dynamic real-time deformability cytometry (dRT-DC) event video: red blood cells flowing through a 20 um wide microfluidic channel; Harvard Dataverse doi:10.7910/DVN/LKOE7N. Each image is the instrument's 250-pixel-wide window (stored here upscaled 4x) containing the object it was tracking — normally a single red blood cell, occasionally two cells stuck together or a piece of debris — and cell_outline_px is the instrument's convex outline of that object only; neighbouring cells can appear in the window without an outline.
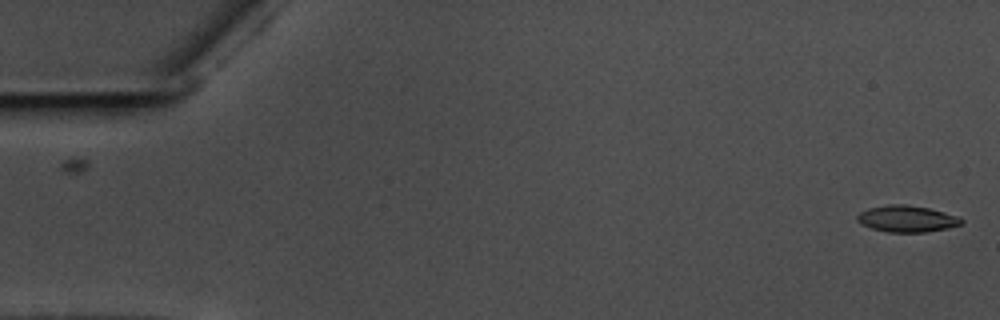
{"species": "common noctule bat (a hibernating species)", "species_latin": "Nyctalus noctula", "temperature_condition": "warm", "stored_images_in_passage": 17, "camera_frame_rate_fps": 3000, "um_per_image_px": 0.085, "animal": {"sex": "male", "body_mass_g": 17.5, "forearm_length_mm": 52.3}, "frame": {"image": 1, "passage_image": 1, "time_ms": 0.0, "image_size_px": [1000, 320], "cell_outline_px": [[964, 220], [960, 224], [948, 228], [924, 232], [888, 232], [872, 228], [860, 224], [856, 220], [856, 216], [860, 212], [868, 208], [888, 204], [904, 204], [928, 208], [960, 216]], "centroid_in_image_um": [77.07, 18.59], "position_along_channel_um": 7.9, "area_um2": 16.13}}
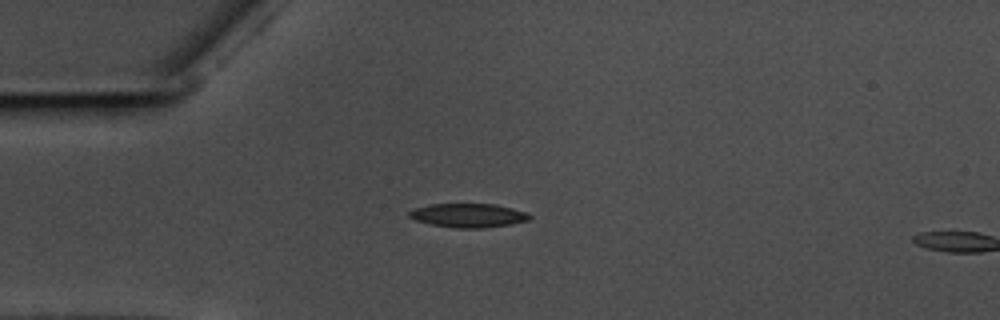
{"frame": {"image": 2, "passage_image": 15, "time_ms": 4.667, "image_size_px": [1000, 320], "cell_outline_px": [[532, 216], [528, 220], [512, 224], [484, 228], [456, 228], [432, 224], [416, 220], [408, 216], [408, 212], [416, 208], [432, 204], [496, 204], [528, 212]], "centroid_in_image_um": [39.85, 18.31], "position_along_channel_um": 45.1, "area_um2": 16.7}}